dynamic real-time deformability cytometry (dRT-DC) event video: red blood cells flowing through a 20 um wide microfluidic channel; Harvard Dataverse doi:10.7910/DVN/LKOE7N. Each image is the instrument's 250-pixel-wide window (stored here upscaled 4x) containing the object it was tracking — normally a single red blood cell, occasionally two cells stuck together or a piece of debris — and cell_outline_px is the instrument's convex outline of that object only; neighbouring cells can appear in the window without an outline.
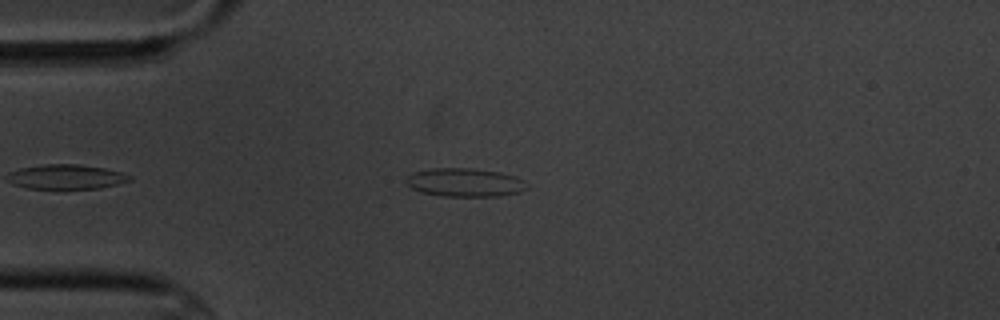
{"species": "common noctule bat (a hibernating species)", "species_latin": "Nyctalus noctula", "temperature_condition": "cold", "stored_images_in_passage": 13, "camera_frame_rate_fps": 3000, "um_per_image_px": 0.085, "animal": {"sex": "male", "body_mass_g": 20.1, "forearm_length_mm": 53.5}, "frame": {"image": 1, "passage_image": 1, "time_ms": 0.0, "image_size_px": [1000, 320], "cell_outline_px": [[528, 188], [520, 192], [496, 196], [444, 196], [420, 192], [412, 188], [408, 184], [408, 176], [412, 172], [432, 168], [472, 168], [500, 172], [516, 176], [528, 184]], "centroid_in_image_um": [39.54, 15.5], "position_along_channel_um": 45.5, "area_um2": 20.0}}
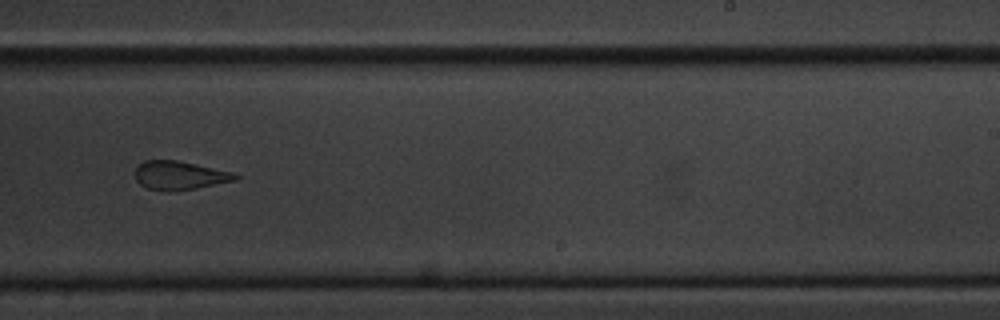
{"frame": {"image": 2, "passage_image": 7, "time_ms": 7.0, "image_size_px": [1000, 320], "cell_outline_px": [[240, 176], [236, 180], [176, 192], [168, 192], [148, 188], [140, 184], [136, 180], [136, 168], [144, 160], [176, 160], [236, 172]], "centroid_in_image_um": [15.3, 14.92], "position_along_channel_um": 273.7, "area_um2": 16.88}}
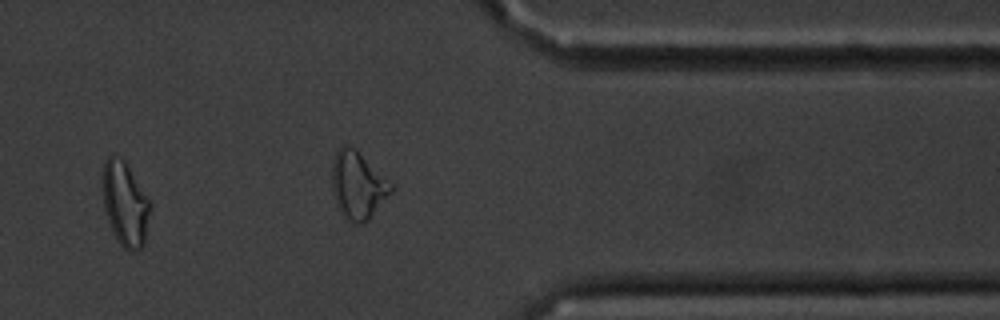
{"frame": {"image": 3, "passage_image": 10, "time_ms": 10.333, "image_size_px": [1000, 320], "cell_outline_px": [[148, 212], [144, 244], [140, 248], [132, 252], [128, 252], [120, 244], [108, 220], [104, 208], [100, 176], [104, 160], [108, 156], [116, 156], [124, 160], [148, 200]], "centroid_in_image_um": [10.55, 17.29], "position_along_channel_um": 400.8, "area_um2": 22.83}, "authors_computed_cell_mechanics": {"area_um2": 18.207, "velocity_mm_per_s": 3.4955, "shape_relaxation_time_tau1_ms": null, "shape_relaxation_time_tau2_ms": 1.9453, "deformation_change_tau1": null, "deformation_change_tau2": 0.1047}}